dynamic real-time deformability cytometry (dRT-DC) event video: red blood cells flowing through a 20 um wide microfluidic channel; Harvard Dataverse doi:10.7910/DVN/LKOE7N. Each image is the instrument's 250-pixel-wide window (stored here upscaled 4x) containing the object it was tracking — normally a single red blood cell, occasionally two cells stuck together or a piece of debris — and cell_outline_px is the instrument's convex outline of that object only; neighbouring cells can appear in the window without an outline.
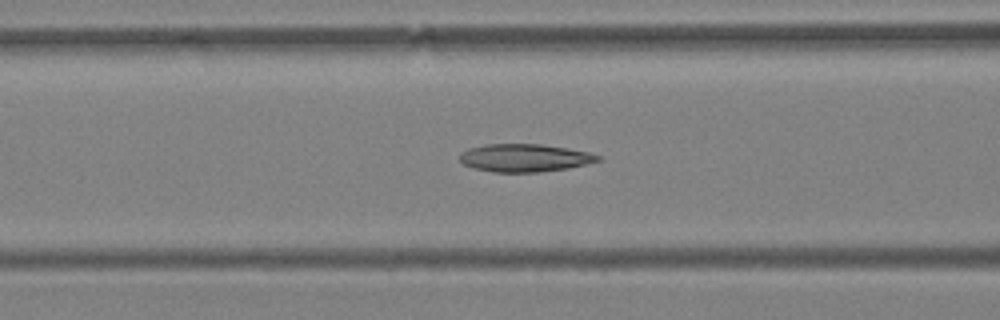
{"species": "Egyptian fruit bat (a non-hibernating species)", "species_latin": "Rousettus aegyptiacus", "temperature_condition": "warm", "stored_images_in_passage": 59, "camera_frame_rate_fps": 3000, "um_per_image_px": 0.085, "animal": {"sex": "female"}, "frame": {"image": 1, "passage_image": 24, "time_ms": 7.667, "image_size_px": [1000, 320], "cell_outline_px": [[600, 160], [568, 168], [540, 172], [492, 172], [472, 168], [464, 164], [460, 160], [460, 152], [468, 148], [484, 144], [540, 144], [568, 148], [588, 152], [600, 156]], "centroid_in_image_um": [44.54, 13.41], "position_along_channel_um": 122.1, "area_um2": 22.43}}
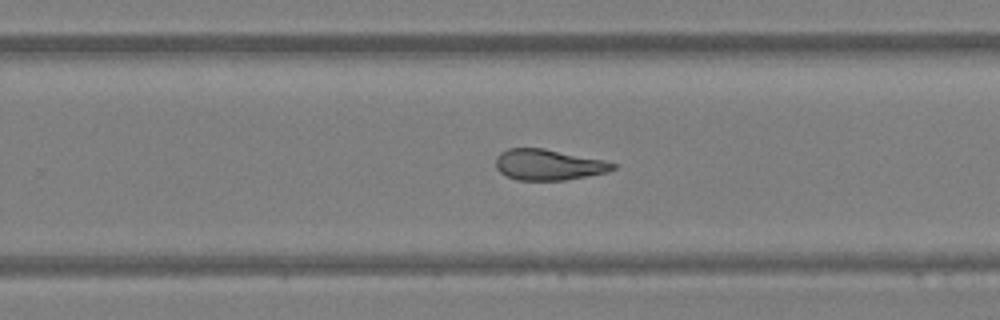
{"frame": {"image": 2, "passage_image": 38, "time_ms": 12.333, "image_size_px": [1000, 320], "cell_outline_px": [[616, 168], [608, 172], [564, 180], [516, 180], [504, 176], [496, 168], [496, 156], [500, 152], [508, 148], [544, 148], [604, 160], [616, 164]], "centroid_in_image_um": [46.59, 14.0], "position_along_channel_um": 283.2, "area_um2": 21.15}}
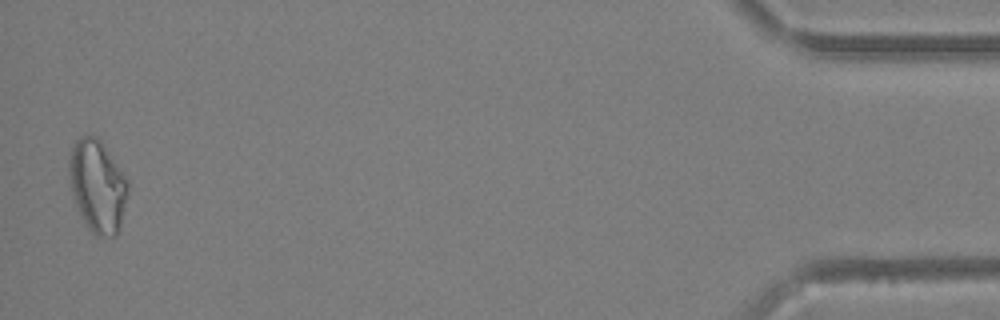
{"frame": {"image": 3, "passage_image": 58, "time_ms": 19.0, "image_size_px": [1000, 320], "cell_outline_px": [[128, 192], [120, 228], [116, 236], [96, 236], [88, 228], [76, 204], [72, 192], [68, 168], [68, 160], [72, 144], [80, 136], [96, 136], [104, 144], [128, 180]], "centroid_in_image_um": [8.29, 15.79], "position_along_channel_um": 426.9, "area_um2": 31.62}, "authors_computed_cell_mechanics": {"area_um2": 23.8136, "velocity_mm_per_s": 3.4644, "shape_relaxation_time_tau1_ms": null, "shape_relaxation_time_tau2_ms": 3.2057, "deformation_change_tau1": null, "deformation_change_tau2": 0.1031}}